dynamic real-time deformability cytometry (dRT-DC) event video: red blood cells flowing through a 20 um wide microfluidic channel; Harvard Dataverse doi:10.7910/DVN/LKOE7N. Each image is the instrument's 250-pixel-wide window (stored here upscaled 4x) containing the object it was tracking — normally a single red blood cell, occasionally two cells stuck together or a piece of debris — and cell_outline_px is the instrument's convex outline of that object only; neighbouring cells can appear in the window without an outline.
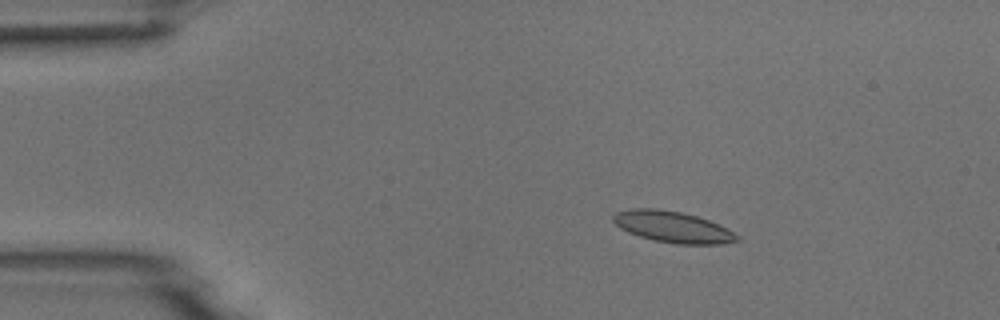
{"species": "common noctule bat (a hibernating species)", "species_latin": "Nyctalus noctula", "temperature_condition": "room temperature", "stored_images_in_passage": 3, "camera_frame_rate_fps": 3000, "um_per_image_px": 0.085, "animal": {"sex": "male", "body_mass_g": 18.8}, "frame": {"image": 1, "passage_image": 2, "time_ms": 1.333, "image_size_px": [1000, 320], "cell_outline_px": [[740, 240], [720, 244], [676, 244], [652, 240], [628, 232], [620, 228], [612, 220], [612, 216], [616, 212], [632, 208], [656, 208], [680, 212], [696, 216], [708, 220], [728, 228], [740, 236]], "centroid_in_image_um": [57.18, 19.29], "position_along_channel_um": 27.8, "area_um2": 22.6}}